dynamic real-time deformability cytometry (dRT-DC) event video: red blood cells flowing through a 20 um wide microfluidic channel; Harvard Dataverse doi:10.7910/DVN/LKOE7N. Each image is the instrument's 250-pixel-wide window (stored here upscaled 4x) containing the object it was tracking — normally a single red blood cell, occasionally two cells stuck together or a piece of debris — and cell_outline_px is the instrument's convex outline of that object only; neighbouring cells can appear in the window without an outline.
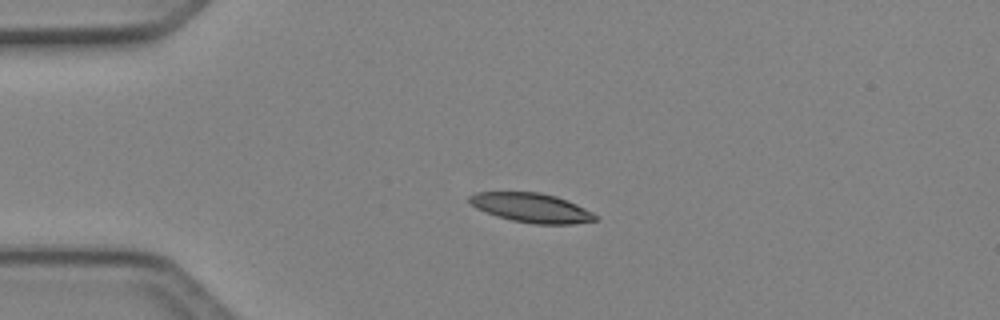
{"species": "Egyptian fruit bat (a non-hibernating species)", "species_latin": "Rousettus aegyptiacus", "temperature_condition": "cold", "stored_images_in_passage": 4, "camera_frame_rate_fps": 3000, "um_per_image_px": 0.085, "animal": {"sex": "female"}, "frame": {"image": 1, "passage_image": 3, "time_ms": 0.667, "image_size_px": [1000, 320], "cell_outline_px": [[596, 220], [572, 224], [532, 224], [512, 220], [496, 216], [476, 208], [468, 200], [468, 196], [476, 192], [540, 192], [556, 196], [576, 204], [592, 212], [596, 216]], "centroid_in_image_um": [45.14, 17.66], "position_along_channel_um": 39.9, "area_um2": 21.39}}